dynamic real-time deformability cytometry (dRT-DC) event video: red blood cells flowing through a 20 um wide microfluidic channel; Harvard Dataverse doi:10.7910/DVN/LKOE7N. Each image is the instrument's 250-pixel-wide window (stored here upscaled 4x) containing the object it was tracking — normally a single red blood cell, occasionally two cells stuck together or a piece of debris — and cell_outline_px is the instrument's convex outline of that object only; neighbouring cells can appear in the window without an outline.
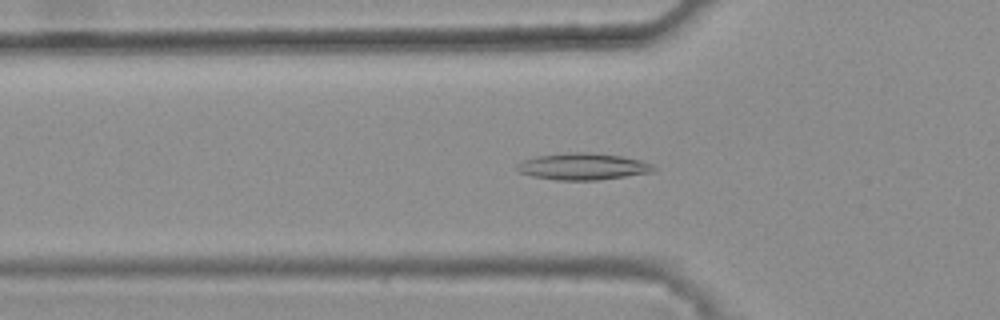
{"species": "common noctule bat (a hibernating species)", "species_latin": "Nyctalus noctula", "temperature_condition": "warm", "stored_images_in_passage": 43, "camera_frame_rate_fps": 3000, "um_per_image_px": 0.085, "animal": {"sex": "female", "body_mass_g": 25.1}, "frame": {"image": 1, "passage_image": 16, "time_ms": 5.0, "image_size_px": [1000, 320], "cell_outline_px": [[656, 172], [596, 180], [556, 180], [532, 176], [520, 172], [516, 168], [516, 164], [524, 160], [536, 156], [568, 152], [592, 152], [624, 156], [640, 160], [652, 164], [656, 168]], "centroid_in_image_um": [49.58, 14.14], "position_along_channel_um": 76.2, "area_um2": 21.44}}
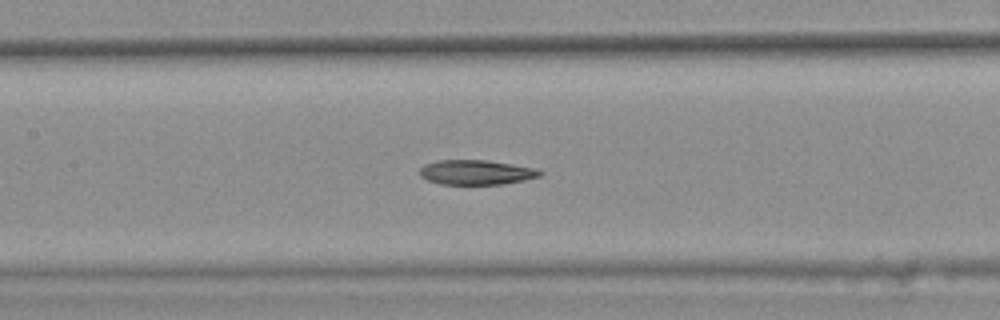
{"frame": {"image": 2, "passage_image": 23, "time_ms": 7.333, "image_size_px": [1000, 320], "cell_outline_px": [[544, 172], [540, 176], [524, 180], [504, 184], [440, 184], [428, 180], [420, 176], [420, 168], [424, 164], [440, 160], [484, 160], [536, 168]], "centroid_in_image_um": [40.48, 14.65], "position_along_channel_um": 166.9, "area_um2": 17.22}}
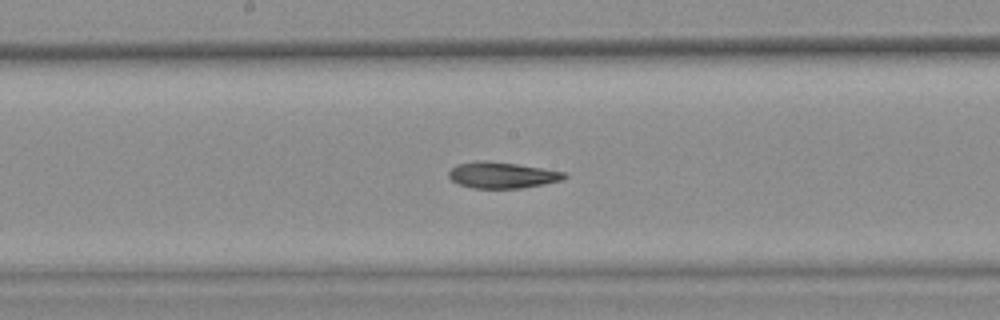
{"frame": {"image": 3, "passage_image": 26, "time_ms": 8.333, "image_size_px": [1000, 320], "cell_outline_px": [[568, 176], [564, 180], [544, 184], [520, 188], [472, 188], [456, 184], [448, 176], [448, 172], [456, 164], [484, 160], [516, 164], [564, 172]], "centroid_in_image_um": [42.65, 14.89], "position_along_channel_um": 205.5, "area_um2": 17.57}, "authors_computed_cell_mechanics": {"area_um2": 17.9758, "velocity_mm_per_s": 3.8678, "shape_relaxation_time_tau1_ms": null, "shape_relaxation_time_tau2_ms": 9.4389, "deformation_change_tau1": null, "deformation_change_tau2": 0.1816}}